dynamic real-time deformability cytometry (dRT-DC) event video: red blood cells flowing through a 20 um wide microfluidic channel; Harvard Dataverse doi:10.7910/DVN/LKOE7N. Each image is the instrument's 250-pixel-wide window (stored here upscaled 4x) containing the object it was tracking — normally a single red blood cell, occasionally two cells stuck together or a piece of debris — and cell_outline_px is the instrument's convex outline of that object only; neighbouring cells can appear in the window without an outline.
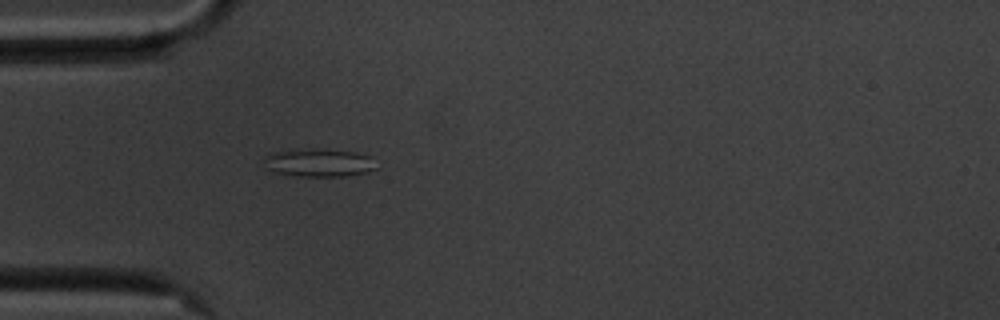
{"species": "common noctule bat (a hibernating species)", "species_latin": "Nyctalus noctula", "temperature_condition": "cold", "stored_images_in_passage": 37, "camera_frame_rate_fps": 3000, "um_per_image_px": 0.085, "animal": {"sex": "male", "body_mass_g": 20.1, "forearm_length_mm": 53.5}, "frame": {"image": 1, "passage_image": 1, "time_ms": 0.0, "image_size_px": [1000, 320], "cell_outline_px": [[380, 168], [368, 172], [344, 176], [300, 176], [276, 172], [264, 168], [264, 156], [272, 152], [288, 148], [316, 148], [352, 152], [368, 156]], "centroid_in_image_um": [27.05, 13.81], "position_along_channel_um": 58.0, "area_um2": 18.73}}
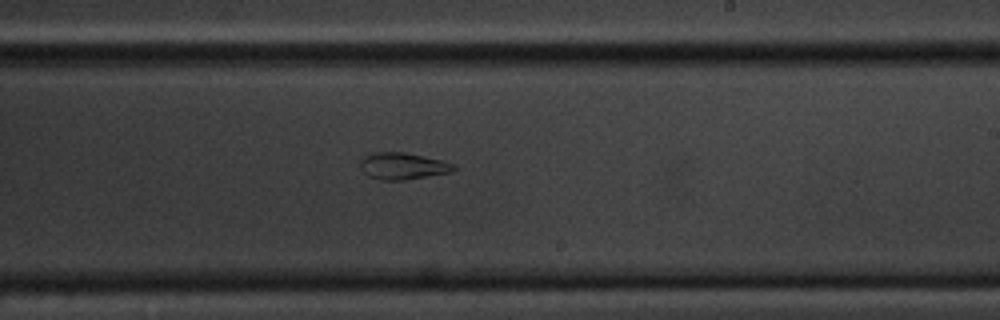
{"frame": {"image": 2, "passage_image": 18, "time_ms": 5.667, "image_size_px": [1000, 320], "cell_outline_px": [[456, 168], [452, 172], [404, 180], [380, 180], [368, 176], [360, 168], [360, 160], [364, 156], [376, 152], [404, 152], [444, 160], [456, 164]], "centroid_in_image_um": [34.26, 14.11], "position_along_channel_um": 254.7, "area_um2": 14.74}}
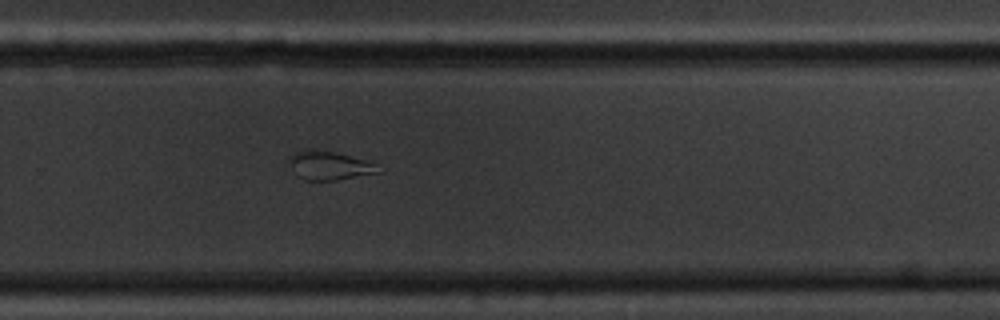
{"frame": {"image": 3, "passage_image": 22, "time_ms": 7.0, "image_size_px": [1000, 320], "cell_outline_px": [[384, 172], [336, 180], [304, 180], [296, 176], [288, 160], [288, 156], [304, 148], [316, 148], [336, 152], [372, 160]], "centroid_in_image_um": [28.03, 14.04], "position_along_channel_um": 301.8, "area_um2": 15.61}, "authors_computed_cell_mechanics": {"area_um2": 15.5482, "velocity_mm_per_s": 3.5404, "shape_relaxation_time_tau1_ms": null, "shape_relaxation_time_tau2_ms": 3.7084, "deformation_change_tau1": null, "deformation_change_tau2": 0.0867}}